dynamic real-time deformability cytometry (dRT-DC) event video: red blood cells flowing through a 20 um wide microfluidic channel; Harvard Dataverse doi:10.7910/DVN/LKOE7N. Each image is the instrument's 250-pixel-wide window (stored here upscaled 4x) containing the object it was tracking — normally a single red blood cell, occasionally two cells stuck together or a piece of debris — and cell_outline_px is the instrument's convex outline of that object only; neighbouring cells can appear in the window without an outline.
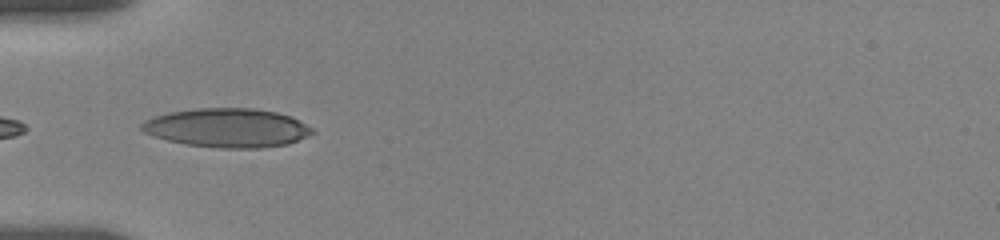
{"species": "human", "species_latin": "Homo sapiens", "temperature_condition": "room temperature", "stored_images_in_passage": 5, "camera_frame_rate_fps": 3000, "um_per_image_px": 0.085, "donor": {"sex": "female"}, "frame": {"image": 1, "passage_image": 1, "time_ms": 0.0, "image_size_px": [1000, 240], "cell_outline_px": [[316, 132], [308, 136], [288, 144], [260, 148], [220, 148], [188, 144], [168, 140], [144, 132], [140, 128], [140, 124], [144, 120], [168, 112], [196, 108], [256, 108], [276, 112], [292, 116], [312, 128]], "centroid_in_image_um": [19.34, 10.86], "position_along_channel_um": 65.7, "area_um2": 38.73}}
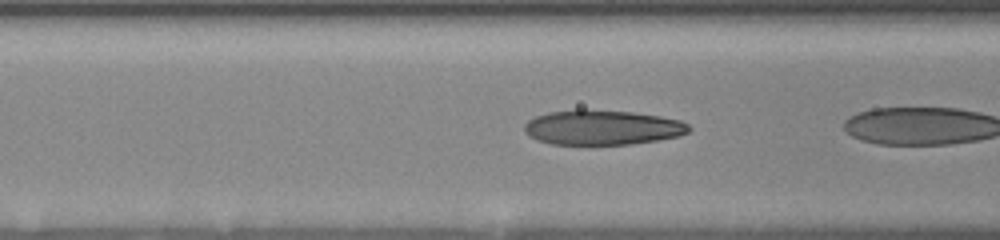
{"frame": {"image": 2, "passage_image": 4, "time_ms": 0.667, "image_size_px": [1000, 240], "cell_outline_px": [[692, 128], [688, 132], [680, 136], [632, 144], [552, 144], [536, 140], [528, 136], [524, 132], [524, 124], [528, 120], [536, 116], [548, 112], [576, 108], [584, 108], [632, 112], [660, 116], [680, 120], [688, 124]], "centroid_in_image_um": [51.16, 10.82], "position_along_channel_um": 115.4, "area_um2": 33.87}}